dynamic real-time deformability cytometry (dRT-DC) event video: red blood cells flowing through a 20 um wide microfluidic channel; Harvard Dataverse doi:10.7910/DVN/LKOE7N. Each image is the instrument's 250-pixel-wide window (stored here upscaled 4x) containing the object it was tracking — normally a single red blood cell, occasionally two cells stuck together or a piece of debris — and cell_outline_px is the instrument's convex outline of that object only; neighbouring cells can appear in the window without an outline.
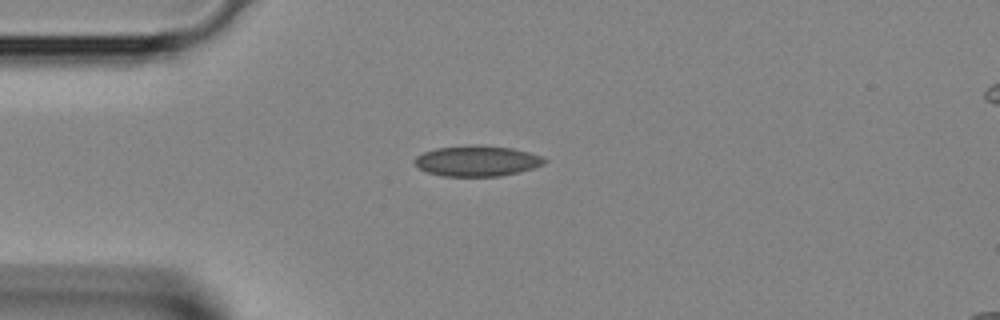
{"species": "Egyptian fruit bat (a non-hibernating species)", "species_latin": "Rousettus aegyptiacus", "temperature_condition": "room temperature", "stored_images_in_passage": 29, "camera_frame_rate_fps": 3000, "um_per_image_px": 0.085, "animal": {"sex": "female"}, "frame": {"image": 1, "passage_image": 1, "time_ms": 0.0, "image_size_px": [1000, 320], "cell_outline_px": [[548, 160], [544, 164], [520, 172], [500, 176], [444, 176], [428, 172], [420, 168], [416, 164], [416, 156], [424, 152], [436, 148], [480, 144], [512, 148], [528, 152], [540, 156]], "centroid_in_image_um": [40.58, 13.67], "position_along_channel_um": 44.4, "area_um2": 23.0}}
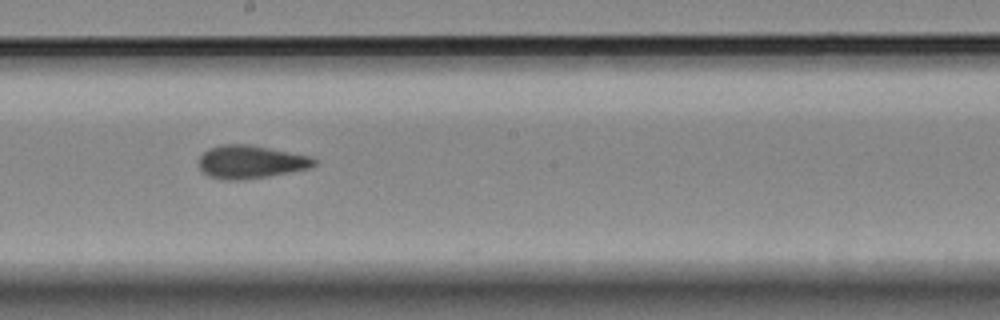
{"frame": {"image": 2, "passage_image": 13, "time_ms": 4.0, "image_size_px": [1000, 320], "cell_outline_px": [[316, 164], [308, 168], [292, 172], [244, 180], [224, 180], [208, 176], [200, 168], [200, 156], [204, 152], [220, 144], [248, 144], [312, 156], [316, 160]], "centroid_in_image_um": [21.33, 13.77], "position_along_channel_um": 226.9, "area_um2": 22.2}}
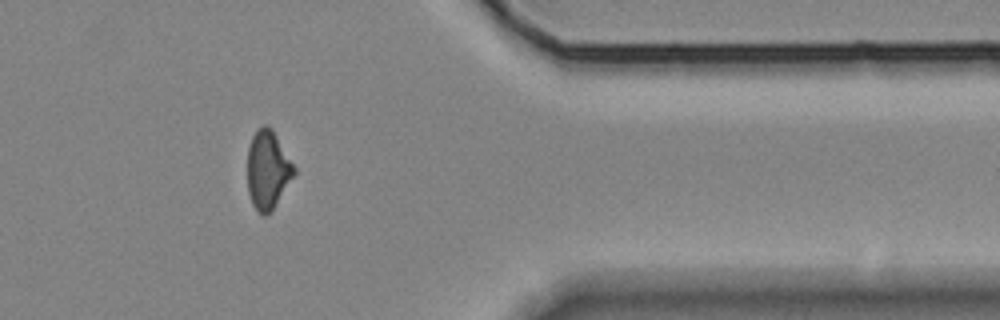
{"frame": {"image": 3, "passage_image": 24, "time_ms": 7.667, "image_size_px": [1000, 320], "cell_outline_px": [[296, 172], [272, 208], [264, 216], [252, 204], [248, 192], [248, 148], [252, 136], [256, 128], [264, 124], [268, 124], [272, 128], [296, 168]], "centroid_in_image_um": [22.75, 14.35], "position_along_channel_um": 388.7, "area_um2": 21.04}}